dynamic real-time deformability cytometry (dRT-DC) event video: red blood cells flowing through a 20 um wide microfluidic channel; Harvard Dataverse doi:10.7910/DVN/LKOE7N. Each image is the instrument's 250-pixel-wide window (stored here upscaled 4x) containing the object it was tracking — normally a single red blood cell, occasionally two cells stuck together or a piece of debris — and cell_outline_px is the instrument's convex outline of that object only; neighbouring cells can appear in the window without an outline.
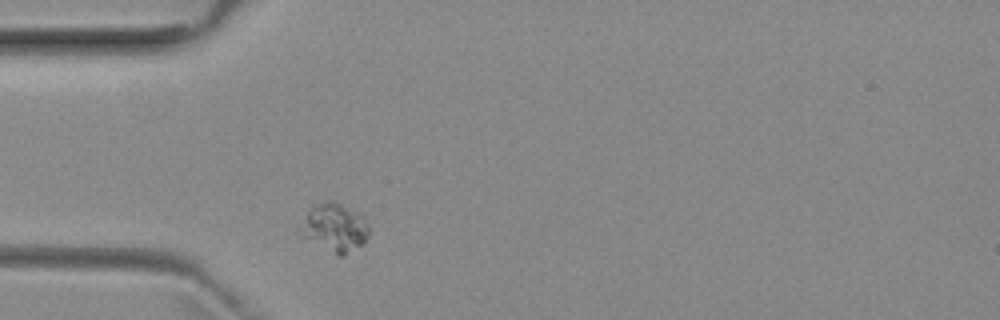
{"species": "common noctule bat (a hibernating species)", "species_latin": "Nyctalus noctula", "temperature_condition": "room temperature", "stored_images_in_passage": 12, "camera_frame_rate_fps": 3000, "um_per_image_px": 0.085, "animal": {"sex": "female", "body_mass_g": 29.2, "forearm_length_mm": 56.3}, "frame": {"image": 1, "passage_image": 1, "time_ms": 0.0, "image_size_px": [1000, 320], "cell_outline_px": [[368, 236], [364, 244], [344, 256], [336, 256], [296, 236], [308, 208], [312, 204], [328, 200], [336, 200], [364, 216], [368, 224]], "centroid_in_image_um": [28.38, 19.36], "position_along_channel_um": 56.6, "area_um2": 20.4}}
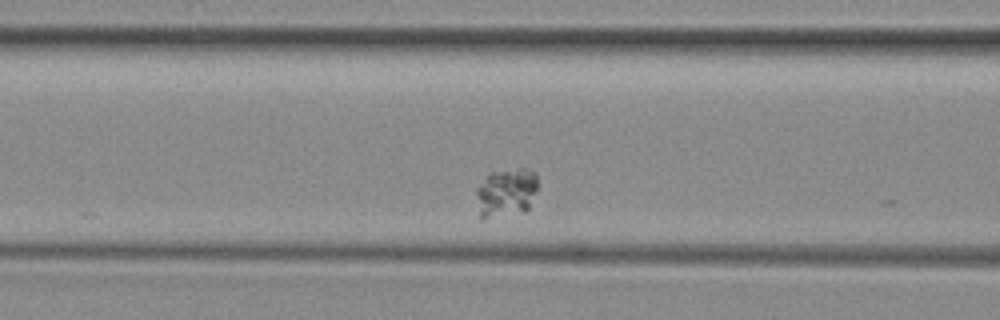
{"frame": {"image": 2, "passage_image": 7, "time_ms": 2.0, "image_size_px": [1000, 320], "cell_outline_px": [[536, 192], [528, 208], [524, 212], [480, 220], [476, 192], [476, 188], [488, 172], [520, 168], [524, 168], [536, 172]], "centroid_in_image_um": [42.99, 16.37], "position_along_channel_um": 123.6, "area_um2": 17.74}}
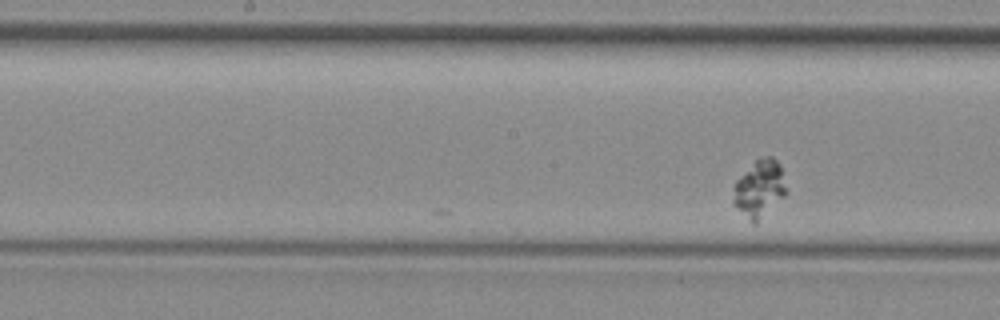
{"frame": {"image": 3, "passage_image": 12, "time_ms": 3.667, "image_size_px": [1000, 320], "cell_outline_px": [[788, 192], [756, 224], [752, 224], [732, 204], [732, 188], [736, 180], [756, 160], [768, 156], [772, 156], [780, 164]], "centroid_in_image_um": [64.53, 16.07], "position_along_channel_um": 183.7, "area_um2": 17.86}}